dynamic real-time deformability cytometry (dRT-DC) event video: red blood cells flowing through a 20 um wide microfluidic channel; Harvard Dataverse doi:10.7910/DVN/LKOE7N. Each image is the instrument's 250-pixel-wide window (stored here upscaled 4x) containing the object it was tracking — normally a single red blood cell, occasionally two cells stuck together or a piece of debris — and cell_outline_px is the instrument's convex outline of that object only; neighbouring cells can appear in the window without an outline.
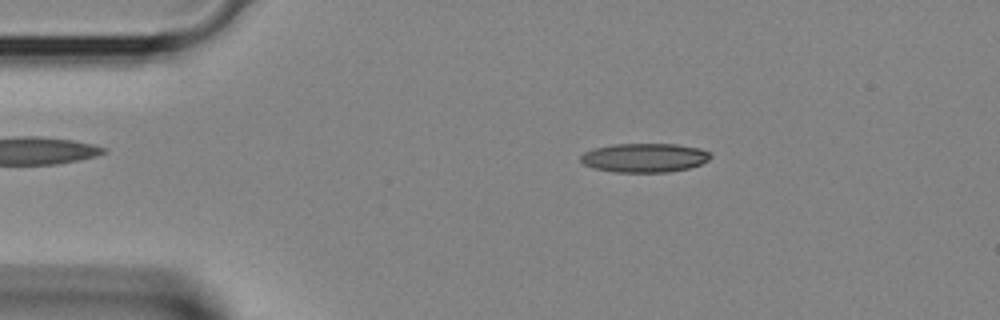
{"species": "Egyptian fruit bat (a non-hibernating species)", "species_latin": "Rousettus aegyptiacus", "temperature_condition": "room temperature", "stored_images_in_passage": 37, "camera_frame_rate_fps": 3000, "um_per_image_px": 0.085, "animal": {"sex": "female"}, "frame": {"image": 1, "passage_image": 6, "time_ms": 1.667, "image_size_px": [1000, 320], "cell_outline_px": [[712, 156], [708, 160], [700, 164], [688, 168], [668, 172], [612, 172], [592, 168], [584, 164], [580, 160], [580, 156], [584, 152], [596, 148], [612, 144], [676, 144], [700, 148], [712, 152]], "centroid_in_image_um": [54.79, 13.41], "position_along_channel_um": 30.2, "area_um2": 22.08}}
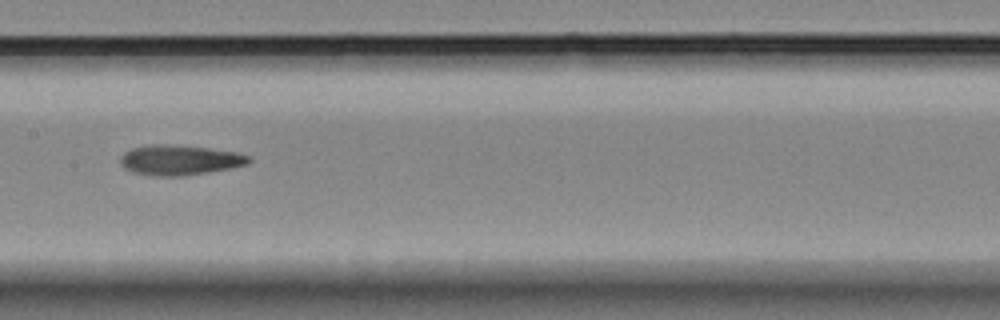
{"frame": {"image": 2, "passage_image": 18, "time_ms": 5.667, "image_size_px": [1000, 320], "cell_outline_px": [[252, 160], [248, 164], [228, 168], [180, 176], [156, 176], [132, 172], [124, 168], [120, 160], [120, 156], [124, 152], [132, 148], [152, 144], [164, 144], [208, 148], [236, 152], [248, 156]], "centroid_in_image_um": [15.23, 13.6], "position_along_channel_um": 192.2, "area_um2": 22.2}}
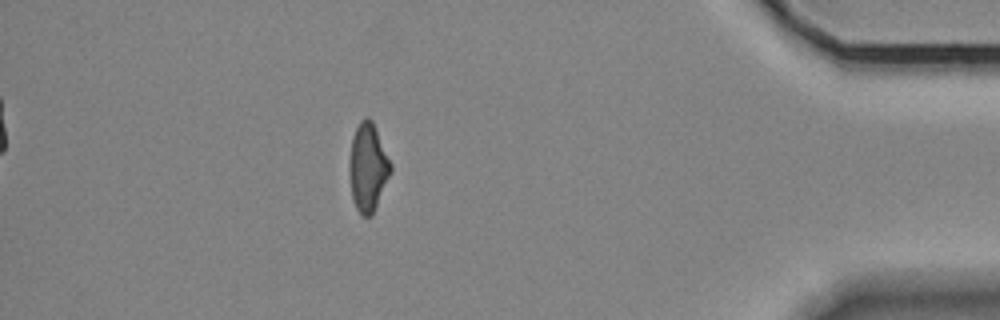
{"frame": {"image": 3, "passage_image": 33, "time_ms": 10.667, "image_size_px": [1000, 320], "cell_outline_px": [[392, 172], [372, 216], [360, 216], [352, 200], [348, 172], [348, 160], [352, 136], [360, 120], [364, 116], [368, 116], [372, 120], [392, 164]], "centroid_in_image_um": [31.25, 14.23], "position_along_channel_um": 403.9, "area_um2": 21.79}}